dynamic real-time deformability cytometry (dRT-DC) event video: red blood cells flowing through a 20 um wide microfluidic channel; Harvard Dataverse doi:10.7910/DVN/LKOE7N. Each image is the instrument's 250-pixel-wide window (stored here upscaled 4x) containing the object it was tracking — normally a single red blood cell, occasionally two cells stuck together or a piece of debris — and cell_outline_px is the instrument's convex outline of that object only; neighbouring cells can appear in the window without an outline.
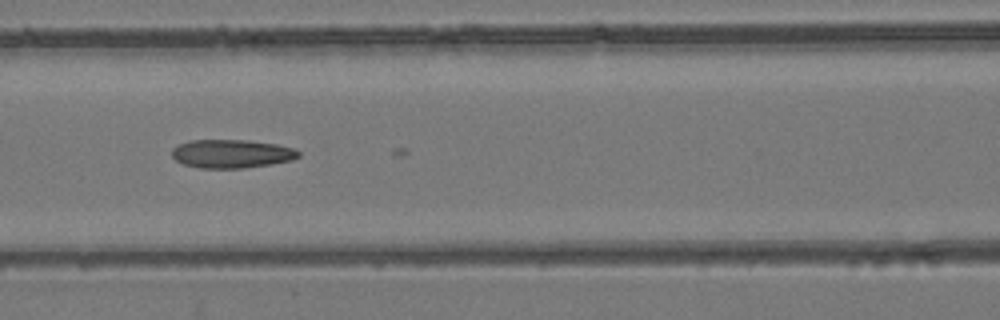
{"species": "common noctule bat (a hibernating species)", "species_latin": "Nyctalus noctula", "temperature_condition": "room temperature", "stored_images_in_passage": 26, "camera_frame_rate_fps": 3000, "um_per_image_px": 0.085, "animal": {"sex": "female", "body_mass_g": 24.6, "forearm_length_mm": 56.2}, "frame": {"image": 1, "passage_image": 25, "time_ms": 8.0, "image_size_px": [1000, 320], "cell_outline_px": [[300, 156], [292, 160], [244, 168], [200, 168], [184, 164], [176, 160], [172, 156], [172, 148], [188, 140], [248, 140], [276, 144], [292, 148], [300, 152]], "centroid_in_image_um": [19.67, 13.06], "position_along_channel_um": 146.9, "area_um2": 20.92}}